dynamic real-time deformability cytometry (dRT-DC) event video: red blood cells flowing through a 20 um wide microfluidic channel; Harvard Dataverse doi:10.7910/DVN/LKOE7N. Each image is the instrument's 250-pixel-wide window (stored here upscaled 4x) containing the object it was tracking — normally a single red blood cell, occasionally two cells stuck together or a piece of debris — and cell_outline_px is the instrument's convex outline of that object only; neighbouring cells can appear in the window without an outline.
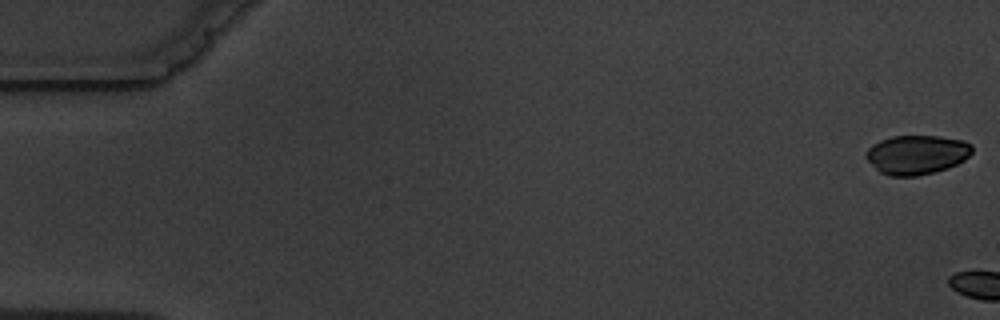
{"species": "common noctule bat (a hibernating species)", "species_latin": "Nyctalus noctula", "temperature_condition": "warm", "stored_images_in_passage": 6, "camera_frame_rate_fps": 3000, "um_per_image_px": 0.085, "animal": {"sex": "male", "body_mass_g": 19.5, "forearm_length_mm": 54.6}, "frame": {"image": 1, "passage_image": 1, "time_ms": 0.0, "image_size_px": [1000, 320], "cell_outline_px": [[972, 152], [964, 160], [948, 168], [936, 172], [916, 176], [888, 176], [880, 172], [864, 156], [864, 152], [872, 144], [880, 140], [892, 136], [940, 136], [964, 140], [972, 144]], "centroid_in_image_um": [77.92, 13.14], "position_along_channel_um": 7.1, "area_um2": 24.45}}
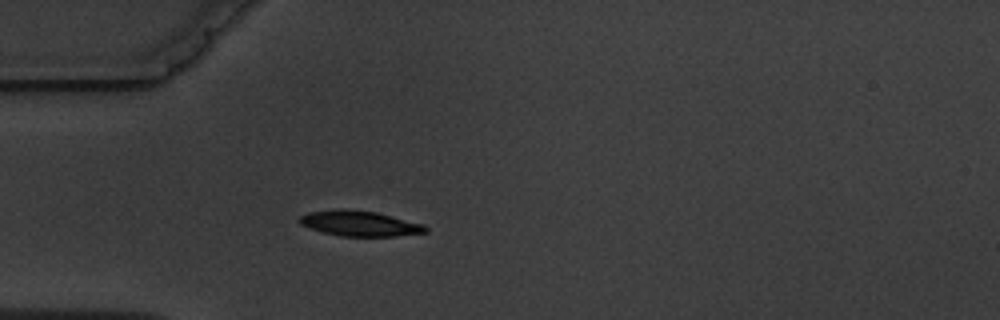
{"frame": {"image": 2, "passage_image": 6, "time_ms": 6.667, "image_size_px": [1000, 320], "cell_outline_px": [[428, 232], [392, 236], [340, 236], [320, 232], [300, 224], [296, 220], [300, 216], [308, 212], [336, 208], [344, 208], [376, 212], [424, 224], [428, 228]], "centroid_in_image_um": [30.52, 18.98], "position_along_channel_um": 54.5, "area_um2": 18.84}}